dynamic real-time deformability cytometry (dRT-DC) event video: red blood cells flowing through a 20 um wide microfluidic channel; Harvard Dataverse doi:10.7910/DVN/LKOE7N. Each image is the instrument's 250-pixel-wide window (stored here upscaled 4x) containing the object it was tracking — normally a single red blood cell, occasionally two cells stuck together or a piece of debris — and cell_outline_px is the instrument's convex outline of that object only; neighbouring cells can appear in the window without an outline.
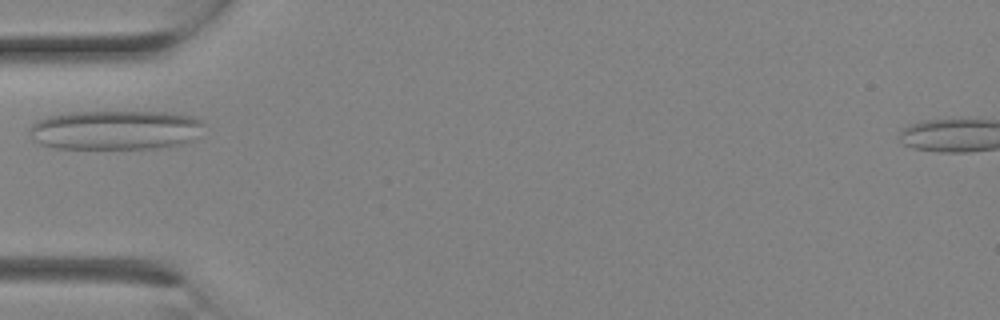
{"species": "Egyptian fruit bat (a non-hibernating species)", "species_latin": "Rousettus aegyptiacus", "temperature_condition": "room temperature", "stored_images_in_passage": 10, "camera_frame_rate_fps": 3000, "um_per_image_px": 0.085, "animal": {"sex": "female"}, "frame": {"image": 1, "passage_image": 6, "time_ms": 1.667, "image_size_px": [1000, 320], "cell_outline_px": [[204, 124], [192, 140], [184, 144], [156, 148], [56, 148], [40, 144], [32, 140], [32, 124], [48, 116], [72, 112], [168, 112], [192, 116], [200, 120]], "centroid_in_image_um": [9.83, 11.05], "position_along_channel_um": 75.2, "area_um2": 39.77}}